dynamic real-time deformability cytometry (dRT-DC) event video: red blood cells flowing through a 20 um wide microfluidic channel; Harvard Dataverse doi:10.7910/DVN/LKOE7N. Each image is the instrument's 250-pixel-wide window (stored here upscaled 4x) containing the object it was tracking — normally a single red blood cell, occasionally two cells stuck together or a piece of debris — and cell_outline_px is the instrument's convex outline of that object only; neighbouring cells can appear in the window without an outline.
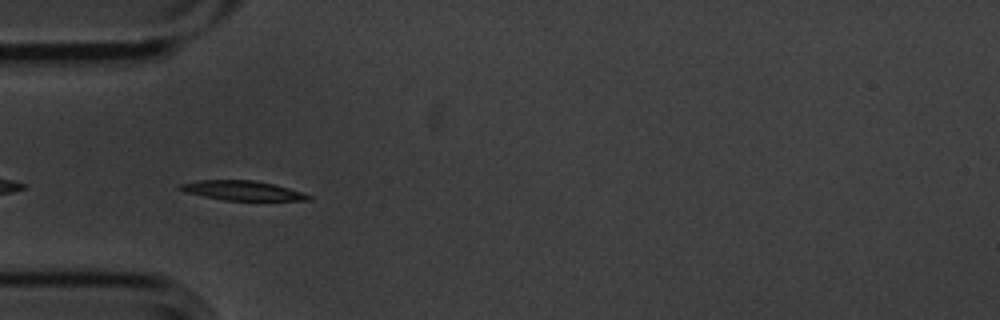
{"species": "common noctule bat (a hibernating species)", "species_latin": "Nyctalus noctula", "temperature_condition": "cold", "stored_images_in_passage": 9, "camera_frame_rate_fps": 3000, "um_per_image_px": 0.085, "animal": {"sex": "male", "body_mass_g": 20.1, "forearm_length_mm": 53.5}, "frame": {"image": 1, "passage_image": 4, "time_ms": 1.0, "image_size_px": [1000, 320], "cell_outline_px": [[312, 200], [224, 200], [184, 192], [176, 188], [180, 184], [196, 180], [256, 180], [304, 192], [312, 196]], "centroid_in_image_um": [20.58, 16.19], "position_along_channel_um": 64.4, "area_um2": 14.62}}
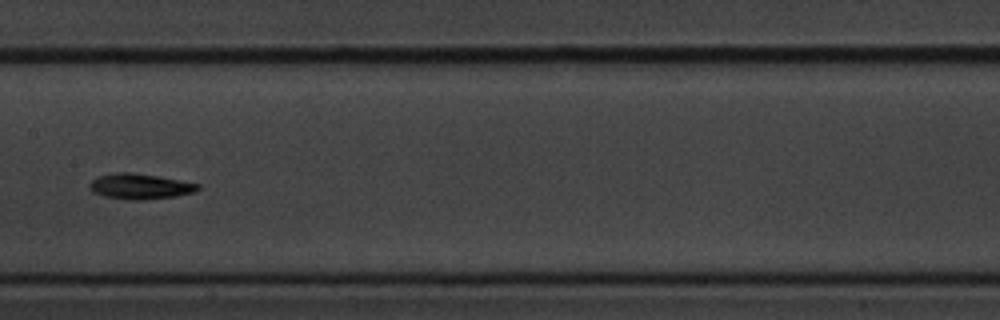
{"frame": {"image": 2, "passage_image": 7, "time_ms": 2.0, "image_size_px": [1000, 320], "cell_outline_px": [[200, 188], [196, 192], [176, 196], [144, 200], [124, 200], [104, 196], [92, 192], [88, 188], [88, 184], [92, 180], [100, 176], [116, 172], [128, 172], [156, 176], [200, 184]], "centroid_in_image_um": [11.88, 15.86], "position_along_channel_um": 195.5, "area_um2": 16.13}}
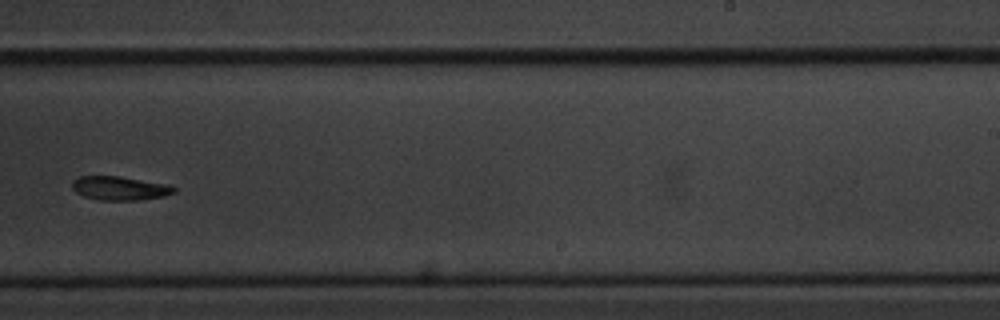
{"frame": {"image": 3, "passage_image": 9, "time_ms": 2.667, "image_size_px": [1000, 320], "cell_outline_px": [[176, 192], [164, 196], [136, 200], [100, 200], [84, 196], [76, 192], [72, 188], [72, 180], [80, 176], [120, 176], [168, 184], [176, 188]], "centroid_in_image_um": [10.18, 15.99], "position_along_channel_um": 278.8, "area_um2": 14.16}}